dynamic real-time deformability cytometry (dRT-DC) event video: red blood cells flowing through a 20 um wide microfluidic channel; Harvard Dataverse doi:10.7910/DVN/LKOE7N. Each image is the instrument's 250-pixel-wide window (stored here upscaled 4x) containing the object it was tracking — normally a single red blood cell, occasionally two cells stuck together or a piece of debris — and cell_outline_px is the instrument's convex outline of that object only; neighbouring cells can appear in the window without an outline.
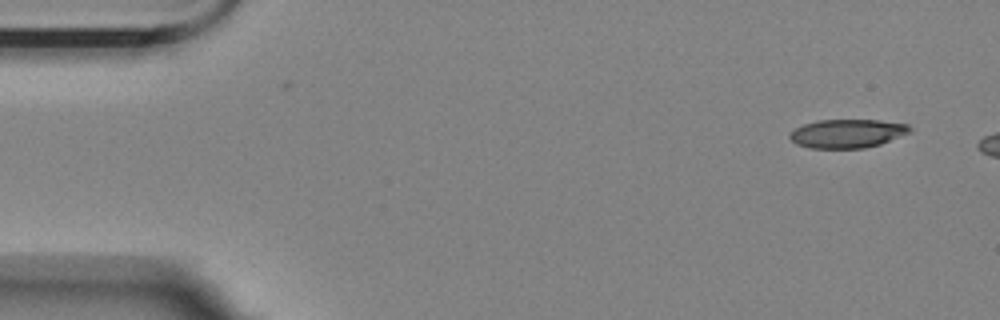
{"species": "Egyptian fruit bat (a non-hibernating species)", "species_latin": "Rousettus aegyptiacus", "temperature_condition": "room temperature", "stored_images_in_passage": 7, "camera_frame_rate_fps": 3000, "um_per_image_px": 0.085, "animal": {"sex": "female"}, "frame": {"image": 1, "passage_image": 1, "time_ms": 0.0, "image_size_px": [1000, 320], "cell_outline_px": [[912, 132], [880, 144], [864, 148], [808, 148], [796, 144], [788, 136], [796, 128], [804, 124], [820, 120], [880, 120], [908, 124], [912, 128]], "centroid_in_image_um": [72.05, 11.35], "position_along_channel_um": 12.9, "area_um2": 20.06}}